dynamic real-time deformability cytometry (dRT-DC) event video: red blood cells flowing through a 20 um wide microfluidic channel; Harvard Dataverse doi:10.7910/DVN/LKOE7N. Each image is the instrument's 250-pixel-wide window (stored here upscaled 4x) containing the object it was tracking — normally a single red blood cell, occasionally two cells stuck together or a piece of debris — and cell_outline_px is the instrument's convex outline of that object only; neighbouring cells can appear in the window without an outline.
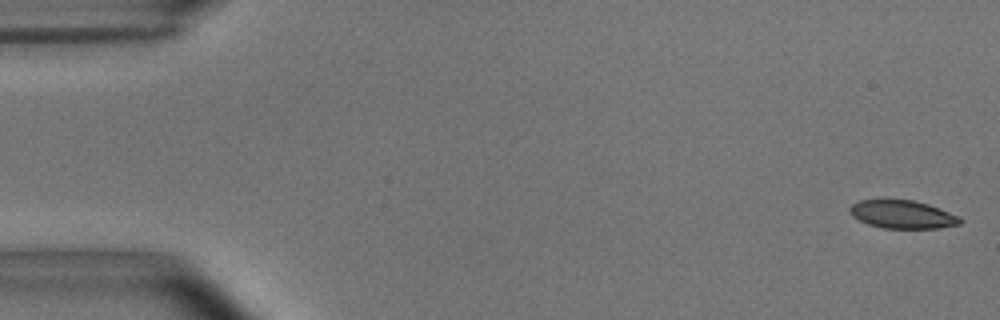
{"species": "common noctule bat (a hibernating species)", "species_latin": "Nyctalus noctula", "temperature_condition": "room temperature", "stored_images_in_passage": 52, "camera_frame_rate_fps": 3000, "um_per_image_px": 0.085, "animal": {"sex": "male", "body_mass_g": 15.6}, "frame": {"image": 1, "passage_image": 2, "time_ms": 0.333, "image_size_px": [1000, 320], "cell_outline_px": [[964, 220], [960, 224], [936, 228], [884, 228], [868, 224], [852, 216], [848, 208], [852, 204], [860, 200], [912, 200], [928, 204], [960, 216]], "centroid_in_image_um": [76.72, 18.23], "position_along_channel_um": 8.3, "area_um2": 17.98}}
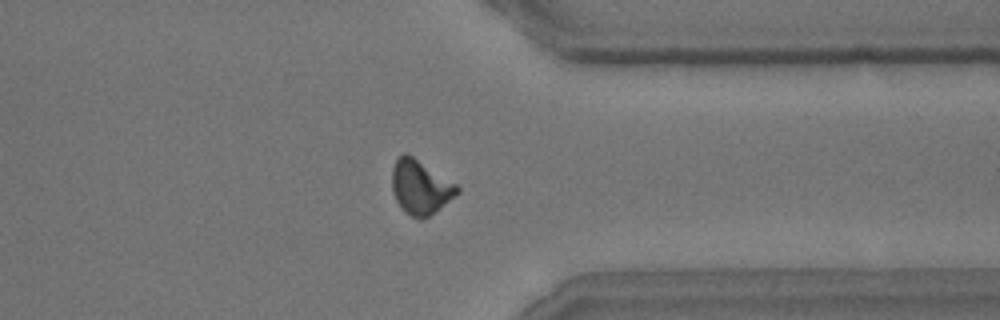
{"frame": {"image": 2, "passage_image": 43, "time_ms": 14.0, "image_size_px": [1000, 320], "cell_outline_px": [[460, 192], [456, 196], [428, 216], [420, 220], [412, 216], [396, 200], [392, 188], [392, 168], [396, 160], [404, 152], [408, 152], [456, 184], [460, 188]], "centroid_in_image_um": [35.74, 15.87], "position_along_channel_um": 375.7, "area_um2": 20.35}}
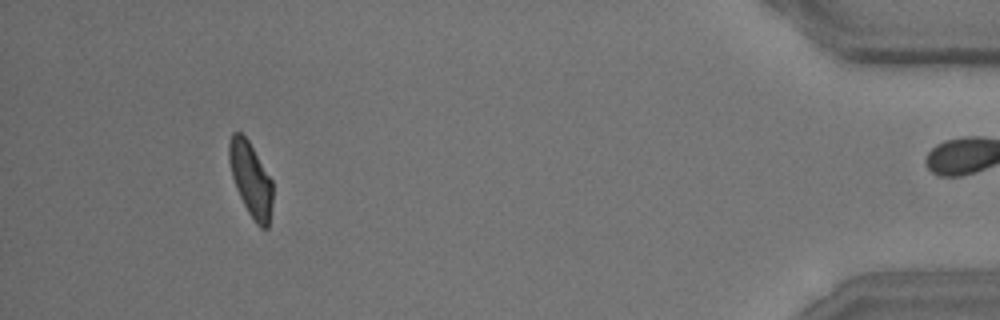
{"frame": {"image": 3, "passage_image": 51, "time_ms": 16.667, "image_size_px": [1000, 320], "cell_outline_px": [[272, 204], [268, 228], [260, 228], [256, 224], [248, 212], [236, 188], [232, 176], [228, 160], [228, 144], [232, 132], [240, 132], [248, 140], [272, 180]], "centroid_in_image_um": [21.3, 15.24], "position_along_channel_um": 413.9, "area_um2": 18.79}, "authors_computed_cell_mechanics": {"area_um2": 19.9121, "velocity_mm_per_s": 3.6819, "shape_relaxation_time_tau1_ms": 4.4565, "shape_relaxation_time_tau2_ms": 2.7957, "deformation_change_tau1": 0.1364, "deformation_change_tau2": 0.0978}}